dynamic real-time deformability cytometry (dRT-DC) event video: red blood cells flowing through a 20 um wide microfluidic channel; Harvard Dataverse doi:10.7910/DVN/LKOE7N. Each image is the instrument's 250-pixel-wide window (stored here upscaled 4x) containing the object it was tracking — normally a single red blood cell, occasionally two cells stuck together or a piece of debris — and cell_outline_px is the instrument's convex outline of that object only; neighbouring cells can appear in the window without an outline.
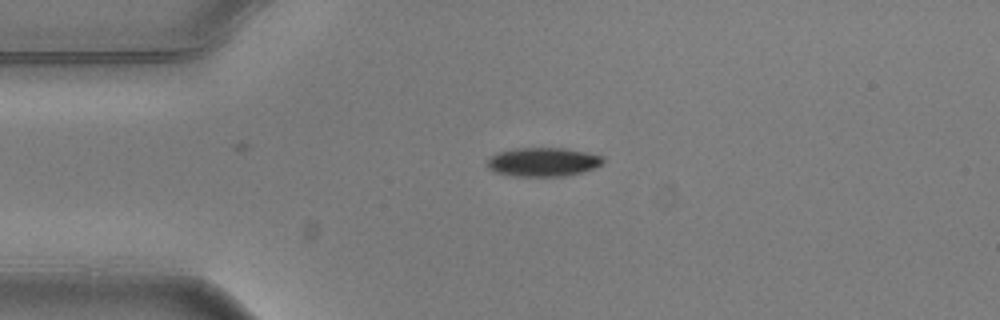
{"species": "common noctule bat (a hibernating species)", "species_latin": "Nyctalus noctula", "temperature_condition": "warm", "stored_images_in_passage": 2, "camera_frame_rate_fps": 3000, "um_per_image_px": 0.085, "animal": {"sex": "male", "body_mass_g": 20.5, "forearm_length_mm": 52.5}, "frame": {"image": 1, "passage_image": 1, "time_ms": 0.0, "image_size_px": [1000, 320], "cell_outline_px": [[604, 160], [600, 164], [592, 168], [580, 172], [564, 176], [516, 176], [496, 172], [488, 168], [488, 160], [496, 152], [516, 148], [564, 148], [584, 152], [600, 156]], "centroid_in_image_um": [46.11, 13.76], "position_along_channel_um": 38.9, "area_um2": 19.07}}